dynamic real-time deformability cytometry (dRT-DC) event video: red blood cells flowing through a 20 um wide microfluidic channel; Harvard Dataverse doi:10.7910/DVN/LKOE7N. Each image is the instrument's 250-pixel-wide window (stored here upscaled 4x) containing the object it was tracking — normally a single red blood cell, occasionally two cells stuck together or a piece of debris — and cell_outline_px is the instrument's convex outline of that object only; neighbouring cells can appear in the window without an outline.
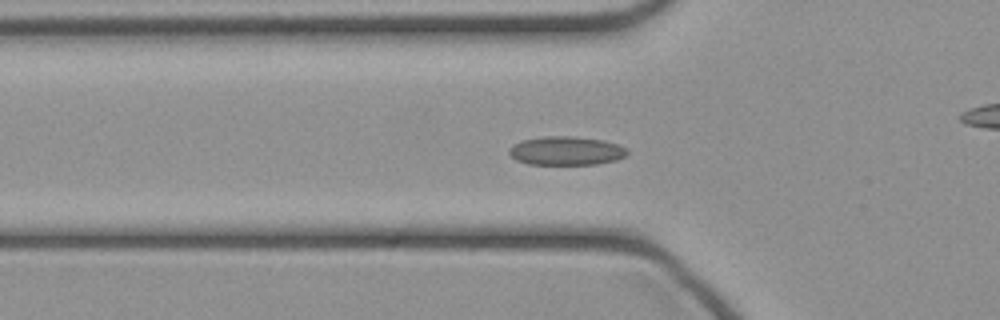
{"species": "common noctule bat (a hibernating species)", "species_latin": "Nyctalus noctula", "temperature_condition": "cold", "stored_images_in_passage": 47, "camera_frame_rate_fps": 3000, "um_per_image_px": 0.085, "animal": {"sex": "female", "body_mass_g": 21.9}, "frame": {"image": 1, "passage_image": 15, "time_ms": 4.667, "image_size_px": [1000, 320], "cell_outline_px": [[628, 152], [624, 156], [616, 160], [596, 164], [528, 164], [516, 160], [508, 152], [508, 148], [512, 144], [520, 140], [544, 136], [572, 136], [604, 140], [620, 144], [628, 148]], "centroid_in_image_um": [48.11, 12.8], "position_along_channel_um": 77.7, "area_um2": 20.0}}
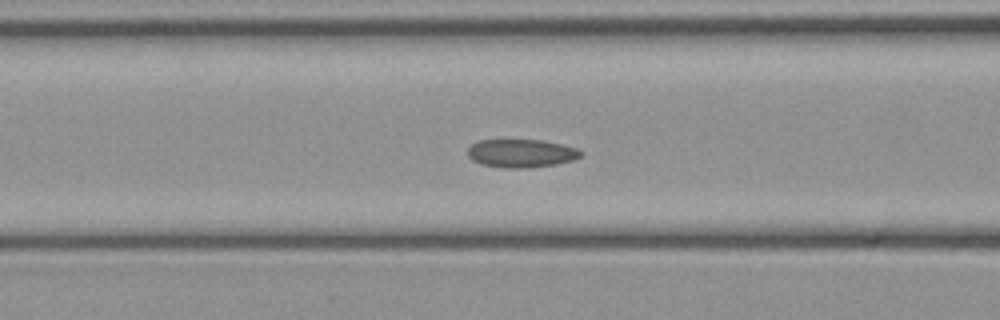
{"frame": {"image": 2, "passage_image": 18, "time_ms": 5.667, "image_size_px": [1000, 320], "cell_outline_px": [[584, 152], [580, 156], [572, 160], [556, 164], [524, 168], [504, 168], [480, 164], [472, 160], [468, 156], [468, 148], [476, 140], [544, 140], [564, 144], [576, 148]], "centroid_in_image_um": [44.29, 13.02], "position_along_channel_um": 122.3, "area_um2": 18.73}}
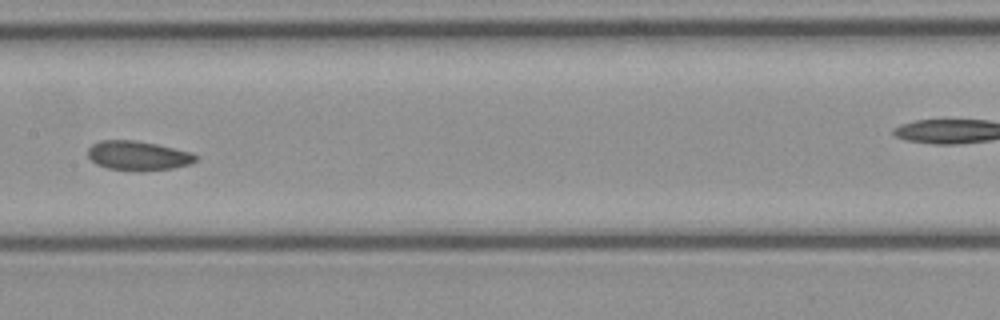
{"frame": {"image": 3, "passage_image": 23, "time_ms": 7.333, "image_size_px": [1000, 320], "cell_outline_px": [[200, 156], [196, 160], [188, 164], [172, 168], [140, 172], [108, 168], [96, 164], [88, 156], [88, 148], [92, 144], [100, 140], [136, 140], [156, 144], [192, 152]], "centroid_in_image_um": [11.74, 13.23], "position_along_channel_um": 195.7, "area_um2": 18.61}}